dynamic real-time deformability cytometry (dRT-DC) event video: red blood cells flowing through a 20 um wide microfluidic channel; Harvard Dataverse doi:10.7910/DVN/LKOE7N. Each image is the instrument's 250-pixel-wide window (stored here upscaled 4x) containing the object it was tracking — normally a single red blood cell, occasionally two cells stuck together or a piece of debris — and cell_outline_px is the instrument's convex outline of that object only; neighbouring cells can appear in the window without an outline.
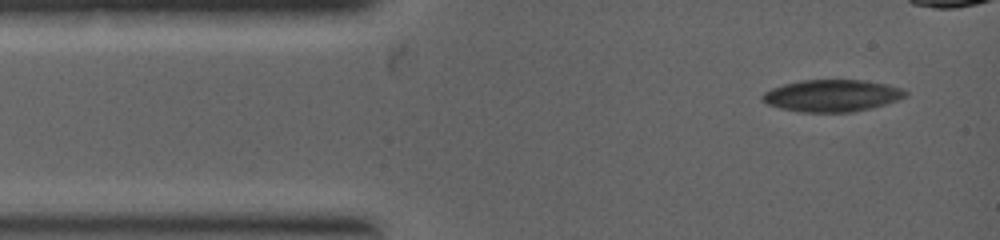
{"species": "common noctule bat (a hibernating species)", "species_latin": "Nyctalus noctula", "temperature_condition": "warm", "stored_images_in_passage": 3, "camera_frame_rate_fps": 5000, "um_per_image_px": 0.085, "animal": {"sex": "female", "body_mass_g": 19.0, "forearm_length_mm": 53.3}, "frame": {"image": 1, "passage_image": 1, "time_ms": 0.0, "image_size_px": [1000, 240], "cell_outline_px": [[908, 96], [884, 104], [852, 112], [800, 112], [780, 108], [768, 104], [760, 100], [760, 96], [764, 92], [772, 88], [784, 84], [800, 80], [864, 80], [888, 84], [900, 88], [908, 92]], "centroid_in_image_um": [70.69, 8.12], "position_along_channel_um": 14.3, "area_um2": 26.65}}
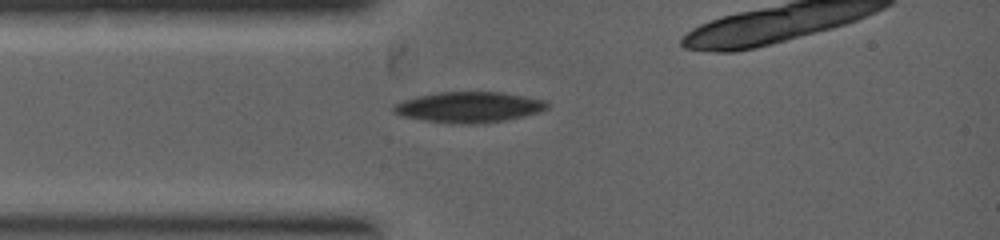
{"frame": {"image": 2, "passage_image": 3, "time_ms": 1.2, "image_size_px": [1000, 240], "cell_outline_px": [[548, 108], [540, 112], [524, 116], [484, 124], [452, 124], [424, 120], [404, 116], [392, 112], [392, 104], [416, 96], [436, 92], [500, 92], [544, 100], [548, 104]], "centroid_in_image_um": [39.82, 9.11], "position_along_channel_um": 45.2, "area_um2": 27.57}}